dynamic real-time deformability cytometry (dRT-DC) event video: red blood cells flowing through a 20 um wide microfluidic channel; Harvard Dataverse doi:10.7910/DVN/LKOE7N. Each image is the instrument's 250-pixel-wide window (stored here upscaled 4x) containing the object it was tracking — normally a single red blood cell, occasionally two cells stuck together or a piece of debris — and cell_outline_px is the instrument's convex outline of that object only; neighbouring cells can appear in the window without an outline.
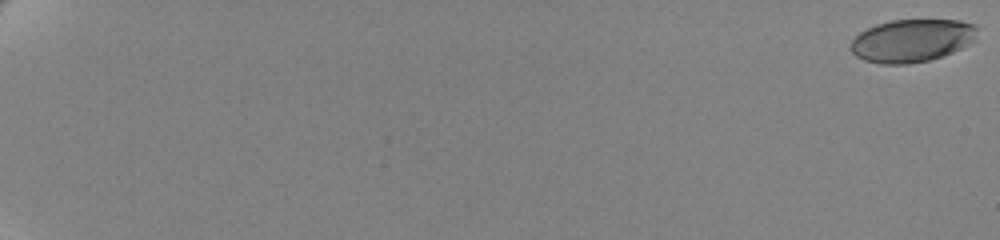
{"species": "human", "species_latin": "Homo sapiens", "temperature_condition": "cold", "stored_images_in_passage": 22, "camera_frame_rate_fps": 3000, "um_per_image_px": 0.085, "donor": {"sex": "female"}, "frame": {"image": 1, "passage_image": 1, "time_ms": 0.0, "image_size_px": [1000, 240], "cell_outline_px": [[976, 28], [972, 40], [968, 44], [952, 52], [928, 60], [908, 64], [880, 64], [864, 60], [856, 56], [852, 52], [852, 40], [860, 32], [876, 24], [892, 20], [960, 20], [976, 24]], "centroid_in_image_um": [77.48, 3.44], "position_along_channel_um": 7.5, "area_um2": 31.21}}
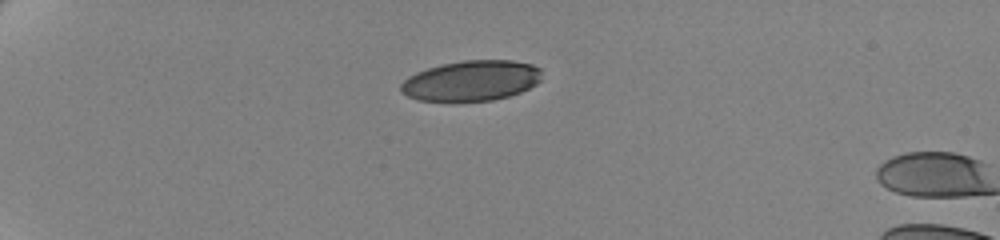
{"frame": {"image": 2, "passage_image": 20, "time_ms": 6.333, "image_size_px": [1000, 240], "cell_outline_px": [[540, 80], [536, 84], [520, 92], [508, 96], [492, 100], [416, 100], [400, 92], [400, 84], [408, 76], [416, 72], [428, 68], [444, 64], [464, 60], [512, 60], [532, 64], [540, 68]], "centroid_in_image_um": [40.05, 6.84], "position_along_channel_um": 45.0, "area_um2": 32.89}}